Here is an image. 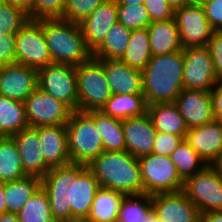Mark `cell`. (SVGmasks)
<instances>
[{"instance_id": "52", "label": "cell", "mask_w": 222, "mask_h": 222, "mask_svg": "<svg viewBox=\"0 0 222 222\" xmlns=\"http://www.w3.org/2000/svg\"><path fill=\"white\" fill-rule=\"evenodd\" d=\"M145 0H116L117 5L144 4Z\"/></svg>"}, {"instance_id": "16", "label": "cell", "mask_w": 222, "mask_h": 222, "mask_svg": "<svg viewBox=\"0 0 222 222\" xmlns=\"http://www.w3.org/2000/svg\"><path fill=\"white\" fill-rule=\"evenodd\" d=\"M185 140L207 165H215L222 155V123L212 120L190 128Z\"/></svg>"}, {"instance_id": "26", "label": "cell", "mask_w": 222, "mask_h": 222, "mask_svg": "<svg viewBox=\"0 0 222 222\" xmlns=\"http://www.w3.org/2000/svg\"><path fill=\"white\" fill-rule=\"evenodd\" d=\"M147 108L148 104L143 94H113L100 111L122 121L146 114Z\"/></svg>"}, {"instance_id": "17", "label": "cell", "mask_w": 222, "mask_h": 222, "mask_svg": "<svg viewBox=\"0 0 222 222\" xmlns=\"http://www.w3.org/2000/svg\"><path fill=\"white\" fill-rule=\"evenodd\" d=\"M16 143L27 176L42 178L51 168L41 153L39 127H28L11 136Z\"/></svg>"}, {"instance_id": "35", "label": "cell", "mask_w": 222, "mask_h": 222, "mask_svg": "<svg viewBox=\"0 0 222 222\" xmlns=\"http://www.w3.org/2000/svg\"><path fill=\"white\" fill-rule=\"evenodd\" d=\"M170 159L183 180L200 172L207 165L185 139L172 152Z\"/></svg>"}, {"instance_id": "15", "label": "cell", "mask_w": 222, "mask_h": 222, "mask_svg": "<svg viewBox=\"0 0 222 222\" xmlns=\"http://www.w3.org/2000/svg\"><path fill=\"white\" fill-rule=\"evenodd\" d=\"M151 202L162 222H200L198 208L182 190L151 195Z\"/></svg>"}, {"instance_id": "25", "label": "cell", "mask_w": 222, "mask_h": 222, "mask_svg": "<svg viewBox=\"0 0 222 222\" xmlns=\"http://www.w3.org/2000/svg\"><path fill=\"white\" fill-rule=\"evenodd\" d=\"M98 180L86 169L75 180L74 206H71V222H84L89 216L97 190Z\"/></svg>"}, {"instance_id": "19", "label": "cell", "mask_w": 222, "mask_h": 222, "mask_svg": "<svg viewBox=\"0 0 222 222\" xmlns=\"http://www.w3.org/2000/svg\"><path fill=\"white\" fill-rule=\"evenodd\" d=\"M117 22L116 0H106L79 23L86 45L92 52L103 42L110 28Z\"/></svg>"}, {"instance_id": "29", "label": "cell", "mask_w": 222, "mask_h": 222, "mask_svg": "<svg viewBox=\"0 0 222 222\" xmlns=\"http://www.w3.org/2000/svg\"><path fill=\"white\" fill-rule=\"evenodd\" d=\"M132 30L117 22L114 24L103 42L92 52L93 58L104 60H119L125 53Z\"/></svg>"}, {"instance_id": "37", "label": "cell", "mask_w": 222, "mask_h": 222, "mask_svg": "<svg viewBox=\"0 0 222 222\" xmlns=\"http://www.w3.org/2000/svg\"><path fill=\"white\" fill-rule=\"evenodd\" d=\"M118 22L130 30L148 28L152 23L144 4L117 5Z\"/></svg>"}, {"instance_id": "13", "label": "cell", "mask_w": 222, "mask_h": 222, "mask_svg": "<svg viewBox=\"0 0 222 222\" xmlns=\"http://www.w3.org/2000/svg\"><path fill=\"white\" fill-rule=\"evenodd\" d=\"M174 19L183 48L208 45L214 30L200 4L193 3L174 9Z\"/></svg>"}, {"instance_id": "12", "label": "cell", "mask_w": 222, "mask_h": 222, "mask_svg": "<svg viewBox=\"0 0 222 222\" xmlns=\"http://www.w3.org/2000/svg\"><path fill=\"white\" fill-rule=\"evenodd\" d=\"M183 88L210 92L219 78L207 46L183 48Z\"/></svg>"}, {"instance_id": "8", "label": "cell", "mask_w": 222, "mask_h": 222, "mask_svg": "<svg viewBox=\"0 0 222 222\" xmlns=\"http://www.w3.org/2000/svg\"><path fill=\"white\" fill-rule=\"evenodd\" d=\"M141 169L143 194L177 192L183 189L184 180L170 156L150 153L137 158Z\"/></svg>"}, {"instance_id": "9", "label": "cell", "mask_w": 222, "mask_h": 222, "mask_svg": "<svg viewBox=\"0 0 222 222\" xmlns=\"http://www.w3.org/2000/svg\"><path fill=\"white\" fill-rule=\"evenodd\" d=\"M38 88L78 111L76 67L52 63L38 69Z\"/></svg>"}, {"instance_id": "31", "label": "cell", "mask_w": 222, "mask_h": 222, "mask_svg": "<svg viewBox=\"0 0 222 222\" xmlns=\"http://www.w3.org/2000/svg\"><path fill=\"white\" fill-rule=\"evenodd\" d=\"M94 124L102 138L104 151L126 150L121 120L94 110Z\"/></svg>"}, {"instance_id": "33", "label": "cell", "mask_w": 222, "mask_h": 222, "mask_svg": "<svg viewBox=\"0 0 222 222\" xmlns=\"http://www.w3.org/2000/svg\"><path fill=\"white\" fill-rule=\"evenodd\" d=\"M15 141L10 136L0 139V183L26 177Z\"/></svg>"}, {"instance_id": "55", "label": "cell", "mask_w": 222, "mask_h": 222, "mask_svg": "<svg viewBox=\"0 0 222 222\" xmlns=\"http://www.w3.org/2000/svg\"><path fill=\"white\" fill-rule=\"evenodd\" d=\"M211 1H214V0H196V2H211Z\"/></svg>"}, {"instance_id": "47", "label": "cell", "mask_w": 222, "mask_h": 222, "mask_svg": "<svg viewBox=\"0 0 222 222\" xmlns=\"http://www.w3.org/2000/svg\"><path fill=\"white\" fill-rule=\"evenodd\" d=\"M9 2L14 7L21 9L26 15H28L29 20H33V6L34 0H4Z\"/></svg>"}, {"instance_id": "46", "label": "cell", "mask_w": 222, "mask_h": 222, "mask_svg": "<svg viewBox=\"0 0 222 222\" xmlns=\"http://www.w3.org/2000/svg\"><path fill=\"white\" fill-rule=\"evenodd\" d=\"M214 120L222 123V79H219L210 91Z\"/></svg>"}, {"instance_id": "20", "label": "cell", "mask_w": 222, "mask_h": 222, "mask_svg": "<svg viewBox=\"0 0 222 222\" xmlns=\"http://www.w3.org/2000/svg\"><path fill=\"white\" fill-rule=\"evenodd\" d=\"M126 151L133 157L152 153L156 129L146 113L142 116L122 120Z\"/></svg>"}, {"instance_id": "50", "label": "cell", "mask_w": 222, "mask_h": 222, "mask_svg": "<svg viewBox=\"0 0 222 222\" xmlns=\"http://www.w3.org/2000/svg\"><path fill=\"white\" fill-rule=\"evenodd\" d=\"M0 222H19V218L15 213L5 212L0 214Z\"/></svg>"}, {"instance_id": "7", "label": "cell", "mask_w": 222, "mask_h": 222, "mask_svg": "<svg viewBox=\"0 0 222 222\" xmlns=\"http://www.w3.org/2000/svg\"><path fill=\"white\" fill-rule=\"evenodd\" d=\"M182 191L200 214L222 211V173L215 165L186 178Z\"/></svg>"}, {"instance_id": "6", "label": "cell", "mask_w": 222, "mask_h": 222, "mask_svg": "<svg viewBox=\"0 0 222 222\" xmlns=\"http://www.w3.org/2000/svg\"><path fill=\"white\" fill-rule=\"evenodd\" d=\"M78 111L100 110L112 91L102 64L95 58L76 66Z\"/></svg>"}, {"instance_id": "3", "label": "cell", "mask_w": 222, "mask_h": 222, "mask_svg": "<svg viewBox=\"0 0 222 222\" xmlns=\"http://www.w3.org/2000/svg\"><path fill=\"white\" fill-rule=\"evenodd\" d=\"M42 31L53 63L76 67L93 57L79 24L61 18L42 19Z\"/></svg>"}, {"instance_id": "27", "label": "cell", "mask_w": 222, "mask_h": 222, "mask_svg": "<svg viewBox=\"0 0 222 222\" xmlns=\"http://www.w3.org/2000/svg\"><path fill=\"white\" fill-rule=\"evenodd\" d=\"M124 197L122 192L100 187L84 222H114L119 217L120 204Z\"/></svg>"}, {"instance_id": "30", "label": "cell", "mask_w": 222, "mask_h": 222, "mask_svg": "<svg viewBox=\"0 0 222 222\" xmlns=\"http://www.w3.org/2000/svg\"><path fill=\"white\" fill-rule=\"evenodd\" d=\"M28 127L24 102L0 95V135L11 137Z\"/></svg>"}, {"instance_id": "45", "label": "cell", "mask_w": 222, "mask_h": 222, "mask_svg": "<svg viewBox=\"0 0 222 222\" xmlns=\"http://www.w3.org/2000/svg\"><path fill=\"white\" fill-rule=\"evenodd\" d=\"M196 3L202 6L208 23L213 30L222 31V0Z\"/></svg>"}, {"instance_id": "53", "label": "cell", "mask_w": 222, "mask_h": 222, "mask_svg": "<svg viewBox=\"0 0 222 222\" xmlns=\"http://www.w3.org/2000/svg\"><path fill=\"white\" fill-rule=\"evenodd\" d=\"M146 222H162L158 215L155 213V211L153 210L150 214L148 219L146 220Z\"/></svg>"}, {"instance_id": "10", "label": "cell", "mask_w": 222, "mask_h": 222, "mask_svg": "<svg viewBox=\"0 0 222 222\" xmlns=\"http://www.w3.org/2000/svg\"><path fill=\"white\" fill-rule=\"evenodd\" d=\"M16 64L35 69L52 64L42 31V19L29 20L15 35Z\"/></svg>"}, {"instance_id": "23", "label": "cell", "mask_w": 222, "mask_h": 222, "mask_svg": "<svg viewBox=\"0 0 222 222\" xmlns=\"http://www.w3.org/2000/svg\"><path fill=\"white\" fill-rule=\"evenodd\" d=\"M148 30L152 56L183 50L179 38V29L174 18L152 22Z\"/></svg>"}, {"instance_id": "24", "label": "cell", "mask_w": 222, "mask_h": 222, "mask_svg": "<svg viewBox=\"0 0 222 222\" xmlns=\"http://www.w3.org/2000/svg\"><path fill=\"white\" fill-rule=\"evenodd\" d=\"M147 114L156 131L178 135L185 139L188 128L174 102L148 105Z\"/></svg>"}, {"instance_id": "41", "label": "cell", "mask_w": 222, "mask_h": 222, "mask_svg": "<svg viewBox=\"0 0 222 222\" xmlns=\"http://www.w3.org/2000/svg\"><path fill=\"white\" fill-rule=\"evenodd\" d=\"M182 140L178 135L157 131L152 153L170 156Z\"/></svg>"}, {"instance_id": "14", "label": "cell", "mask_w": 222, "mask_h": 222, "mask_svg": "<svg viewBox=\"0 0 222 222\" xmlns=\"http://www.w3.org/2000/svg\"><path fill=\"white\" fill-rule=\"evenodd\" d=\"M37 88V69L20 64L0 66V95L24 102Z\"/></svg>"}, {"instance_id": "49", "label": "cell", "mask_w": 222, "mask_h": 222, "mask_svg": "<svg viewBox=\"0 0 222 222\" xmlns=\"http://www.w3.org/2000/svg\"><path fill=\"white\" fill-rule=\"evenodd\" d=\"M173 9L196 3V0H167Z\"/></svg>"}, {"instance_id": "21", "label": "cell", "mask_w": 222, "mask_h": 222, "mask_svg": "<svg viewBox=\"0 0 222 222\" xmlns=\"http://www.w3.org/2000/svg\"><path fill=\"white\" fill-rule=\"evenodd\" d=\"M103 66L113 94H143L142 71L119 60L97 59Z\"/></svg>"}, {"instance_id": "48", "label": "cell", "mask_w": 222, "mask_h": 222, "mask_svg": "<svg viewBox=\"0 0 222 222\" xmlns=\"http://www.w3.org/2000/svg\"><path fill=\"white\" fill-rule=\"evenodd\" d=\"M200 222H222V211L200 214Z\"/></svg>"}, {"instance_id": "43", "label": "cell", "mask_w": 222, "mask_h": 222, "mask_svg": "<svg viewBox=\"0 0 222 222\" xmlns=\"http://www.w3.org/2000/svg\"><path fill=\"white\" fill-rule=\"evenodd\" d=\"M16 64L15 35L0 33V66Z\"/></svg>"}, {"instance_id": "4", "label": "cell", "mask_w": 222, "mask_h": 222, "mask_svg": "<svg viewBox=\"0 0 222 222\" xmlns=\"http://www.w3.org/2000/svg\"><path fill=\"white\" fill-rule=\"evenodd\" d=\"M87 169L85 164L70 163L52 167L41 178L50 209L56 222H71V206H74L75 180Z\"/></svg>"}, {"instance_id": "28", "label": "cell", "mask_w": 222, "mask_h": 222, "mask_svg": "<svg viewBox=\"0 0 222 222\" xmlns=\"http://www.w3.org/2000/svg\"><path fill=\"white\" fill-rule=\"evenodd\" d=\"M41 187V178L26 176L4 183V198L7 212L17 214Z\"/></svg>"}, {"instance_id": "32", "label": "cell", "mask_w": 222, "mask_h": 222, "mask_svg": "<svg viewBox=\"0 0 222 222\" xmlns=\"http://www.w3.org/2000/svg\"><path fill=\"white\" fill-rule=\"evenodd\" d=\"M151 57L148 28L132 30L128 47L119 61L142 71Z\"/></svg>"}, {"instance_id": "42", "label": "cell", "mask_w": 222, "mask_h": 222, "mask_svg": "<svg viewBox=\"0 0 222 222\" xmlns=\"http://www.w3.org/2000/svg\"><path fill=\"white\" fill-rule=\"evenodd\" d=\"M144 6L151 22L166 21L174 18V9L167 0H145Z\"/></svg>"}, {"instance_id": "38", "label": "cell", "mask_w": 222, "mask_h": 222, "mask_svg": "<svg viewBox=\"0 0 222 222\" xmlns=\"http://www.w3.org/2000/svg\"><path fill=\"white\" fill-rule=\"evenodd\" d=\"M28 21V15L21 9L0 0V33L16 35Z\"/></svg>"}, {"instance_id": "44", "label": "cell", "mask_w": 222, "mask_h": 222, "mask_svg": "<svg viewBox=\"0 0 222 222\" xmlns=\"http://www.w3.org/2000/svg\"><path fill=\"white\" fill-rule=\"evenodd\" d=\"M215 74L222 79V31H214L207 45Z\"/></svg>"}, {"instance_id": "36", "label": "cell", "mask_w": 222, "mask_h": 222, "mask_svg": "<svg viewBox=\"0 0 222 222\" xmlns=\"http://www.w3.org/2000/svg\"><path fill=\"white\" fill-rule=\"evenodd\" d=\"M17 215L19 222H56L51 213L48 195L42 186Z\"/></svg>"}, {"instance_id": "40", "label": "cell", "mask_w": 222, "mask_h": 222, "mask_svg": "<svg viewBox=\"0 0 222 222\" xmlns=\"http://www.w3.org/2000/svg\"><path fill=\"white\" fill-rule=\"evenodd\" d=\"M66 0H34L33 20L62 18Z\"/></svg>"}, {"instance_id": "5", "label": "cell", "mask_w": 222, "mask_h": 222, "mask_svg": "<svg viewBox=\"0 0 222 222\" xmlns=\"http://www.w3.org/2000/svg\"><path fill=\"white\" fill-rule=\"evenodd\" d=\"M66 128L71 163L87 165L104 151L102 138L94 124V110L73 111Z\"/></svg>"}, {"instance_id": "51", "label": "cell", "mask_w": 222, "mask_h": 222, "mask_svg": "<svg viewBox=\"0 0 222 222\" xmlns=\"http://www.w3.org/2000/svg\"><path fill=\"white\" fill-rule=\"evenodd\" d=\"M7 212L4 198V183H0V214Z\"/></svg>"}, {"instance_id": "54", "label": "cell", "mask_w": 222, "mask_h": 222, "mask_svg": "<svg viewBox=\"0 0 222 222\" xmlns=\"http://www.w3.org/2000/svg\"><path fill=\"white\" fill-rule=\"evenodd\" d=\"M215 166L218 168V170L222 173V155L218 162L215 164Z\"/></svg>"}, {"instance_id": "11", "label": "cell", "mask_w": 222, "mask_h": 222, "mask_svg": "<svg viewBox=\"0 0 222 222\" xmlns=\"http://www.w3.org/2000/svg\"><path fill=\"white\" fill-rule=\"evenodd\" d=\"M29 127L66 125L73 110L37 88L24 101Z\"/></svg>"}, {"instance_id": "22", "label": "cell", "mask_w": 222, "mask_h": 222, "mask_svg": "<svg viewBox=\"0 0 222 222\" xmlns=\"http://www.w3.org/2000/svg\"><path fill=\"white\" fill-rule=\"evenodd\" d=\"M39 143L45 162L51 168L71 163L66 125L40 126Z\"/></svg>"}, {"instance_id": "39", "label": "cell", "mask_w": 222, "mask_h": 222, "mask_svg": "<svg viewBox=\"0 0 222 222\" xmlns=\"http://www.w3.org/2000/svg\"><path fill=\"white\" fill-rule=\"evenodd\" d=\"M105 1L106 0H66L63 17L61 19L79 24Z\"/></svg>"}, {"instance_id": "2", "label": "cell", "mask_w": 222, "mask_h": 222, "mask_svg": "<svg viewBox=\"0 0 222 222\" xmlns=\"http://www.w3.org/2000/svg\"><path fill=\"white\" fill-rule=\"evenodd\" d=\"M183 50L152 56L142 70L143 95L148 105L175 102L183 88Z\"/></svg>"}, {"instance_id": "18", "label": "cell", "mask_w": 222, "mask_h": 222, "mask_svg": "<svg viewBox=\"0 0 222 222\" xmlns=\"http://www.w3.org/2000/svg\"><path fill=\"white\" fill-rule=\"evenodd\" d=\"M174 103L188 129L214 120L212 98L208 91L183 89Z\"/></svg>"}, {"instance_id": "1", "label": "cell", "mask_w": 222, "mask_h": 222, "mask_svg": "<svg viewBox=\"0 0 222 222\" xmlns=\"http://www.w3.org/2000/svg\"><path fill=\"white\" fill-rule=\"evenodd\" d=\"M86 166L102 188L125 195L143 194L139 161L126 150L103 151Z\"/></svg>"}, {"instance_id": "34", "label": "cell", "mask_w": 222, "mask_h": 222, "mask_svg": "<svg viewBox=\"0 0 222 222\" xmlns=\"http://www.w3.org/2000/svg\"><path fill=\"white\" fill-rule=\"evenodd\" d=\"M153 211L151 195H125L119 210L118 220L121 222H146Z\"/></svg>"}]
</instances>
